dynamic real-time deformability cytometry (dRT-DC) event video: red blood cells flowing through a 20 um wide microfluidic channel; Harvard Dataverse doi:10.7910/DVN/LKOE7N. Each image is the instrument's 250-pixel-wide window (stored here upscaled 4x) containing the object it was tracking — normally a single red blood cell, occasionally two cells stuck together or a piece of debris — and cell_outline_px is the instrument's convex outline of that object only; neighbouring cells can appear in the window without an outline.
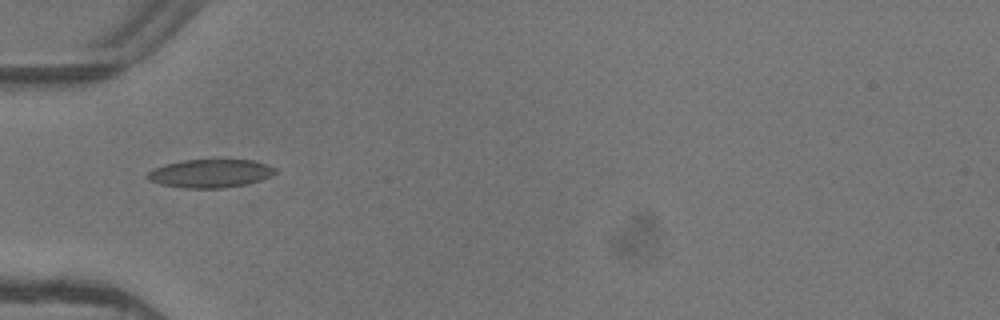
{"species": "common noctule bat (a hibernating species)", "species_latin": "Nyctalus noctula", "temperature_condition": "warm", "stored_images_in_passage": 2, "camera_frame_rate_fps": 3000, "um_per_image_px": 0.085, "animal": {"sex": "female"}, "frame": {"image": 1, "passage_image": 1, "time_ms": 0.0, "image_size_px": [1000, 320], "cell_outline_px": [[276, 172], [260, 180], [244, 184], [220, 188], [184, 188], [160, 184], [148, 180], [144, 176], [152, 168], [164, 164], [184, 160], [212, 156], [252, 160], [276, 168]], "centroid_in_image_um": [17.81, 14.68], "position_along_channel_um": 67.2, "area_um2": 21.91}}
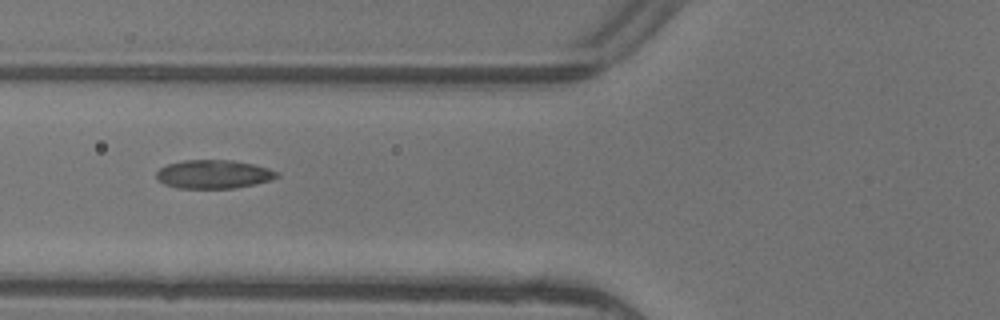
{"frame": {"image": 2, "passage_image": 2, "time_ms": 0.333, "image_size_px": [1000, 320], "cell_outline_px": [[280, 176], [256, 184], [236, 188], [176, 188], [164, 184], [156, 180], [156, 172], [160, 168], [168, 164], [184, 160], [232, 160], [252, 164], [268, 168], [280, 172]], "centroid_in_image_um": [18.14, 14.81], "position_along_channel_um": 107.7, "area_um2": 20.17}}